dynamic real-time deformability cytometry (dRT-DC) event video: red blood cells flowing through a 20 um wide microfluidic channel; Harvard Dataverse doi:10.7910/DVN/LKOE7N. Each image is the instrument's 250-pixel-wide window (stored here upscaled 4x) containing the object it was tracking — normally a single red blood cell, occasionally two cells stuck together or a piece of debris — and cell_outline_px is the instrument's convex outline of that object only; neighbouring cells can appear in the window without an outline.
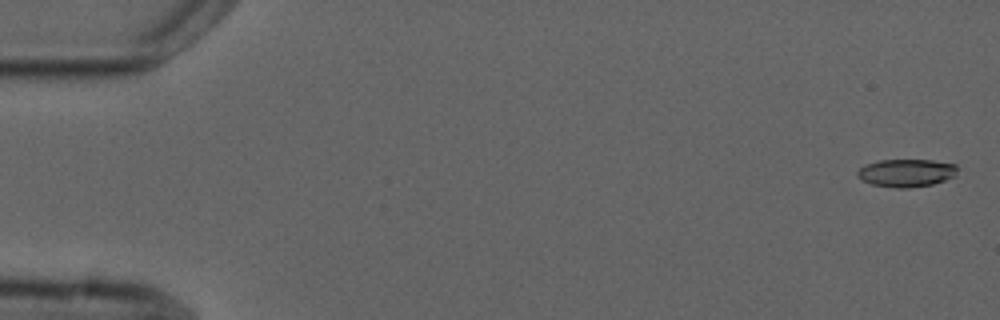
{"species": "common noctule bat (a hibernating species)", "species_latin": "Nyctalus noctula", "temperature_condition": "cold", "stored_images_in_passage": 5, "camera_frame_rate_fps": 3000, "um_per_image_px": 0.085, "animal": {"sex": "male", "forearm_length_mm": 52.5}, "frame": {"image": 1, "passage_image": 1, "time_ms": 0.0, "image_size_px": [1000, 320], "cell_outline_px": [[960, 168], [956, 176], [932, 184], [908, 188], [896, 188], [872, 184], [860, 180], [856, 176], [856, 172], [864, 164], [880, 160], [932, 160], [956, 164]], "centroid_in_image_um": [77.04, 14.69], "position_along_channel_um": 8.0, "area_um2": 16.47}}